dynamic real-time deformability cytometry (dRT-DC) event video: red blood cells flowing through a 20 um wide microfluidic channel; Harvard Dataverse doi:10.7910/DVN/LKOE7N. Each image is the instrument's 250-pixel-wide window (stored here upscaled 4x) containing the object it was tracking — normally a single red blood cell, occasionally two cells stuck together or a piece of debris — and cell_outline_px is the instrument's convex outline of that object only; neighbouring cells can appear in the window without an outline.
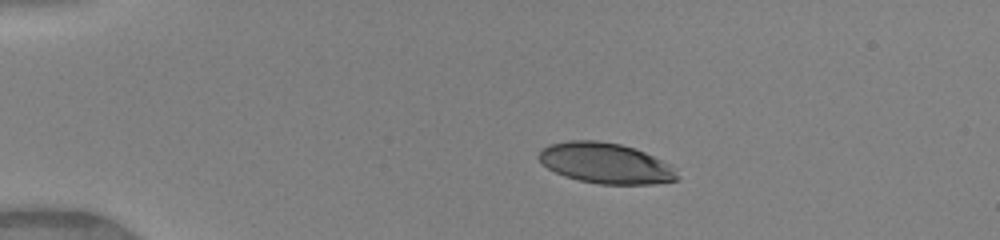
{"species": "human", "species_latin": "Homo sapiens", "temperature_condition": "warm", "stored_images_in_passage": 40, "camera_frame_rate_fps": 3000, "um_per_image_px": 0.085, "donor": {"sex": "female"}, "frame": {"image": 1, "passage_image": 1, "time_ms": 0.0, "image_size_px": [1000, 240], "cell_outline_px": [[680, 176], [676, 180], [652, 184], [600, 184], [580, 180], [564, 176], [548, 168], [540, 160], [540, 152], [548, 144], [568, 140], [596, 140], [620, 144], [644, 152], [668, 164]], "centroid_in_image_um": [51.46, 13.87], "position_along_channel_um": 33.5, "area_um2": 32.25}}
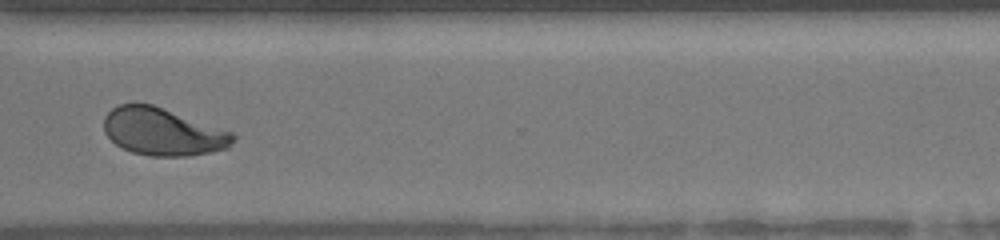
{"frame": {"image": 2, "passage_image": 29, "time_ms": 9.333, "image_size_px": [1000, 240], "cell_outline_px": [[236, 140], [228, 148], [188, 156], [152, 156], [132, 152], [116, 144], [104, 132], [104, 116], [112, 108], [120, 104], [152, 104], [232, 132], [236, 136]], "centroid_in_image_um": [13.84, 11.2], "position_along_channel_um": 356.8, "area_um2": 35.43}}
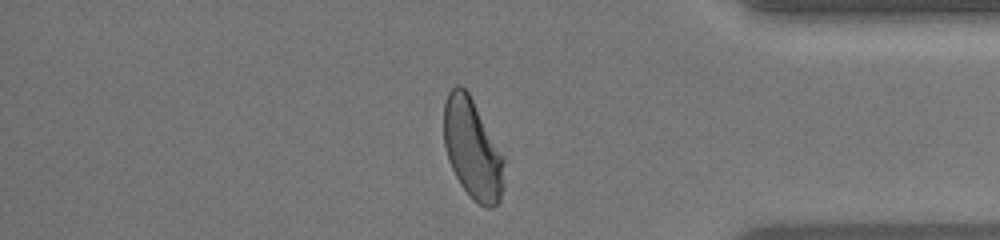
{"frame": {"image": 3, "passage_image": 33, "time_ms": 10.667, "image_size_px": [1000, 240], "cell_outline_px": [[504, 188], [500, 200], [492, 208], [484, 208], [472, 200], [460, 184], [448, 160], [444, 144], [444, 104], [448, 92], [456, 84], [460, 84], [468, 92], [504, 156]], "centroid_in_image_um": [40.17, 12.7], "position_along_channel_um": 395.0, "area_um2": 35.37}, "authors_computed_cell_mechanics": {"area_um2": 35.9516, "velocity_mm_per_s": 4.1349, "shape_relaxation_time_tau1_ms": 3.2049, "shape_relaxation_time_tau2_ms": null, "deformation_change_tau1": 0.1725, "deformation_change_tau2": null}}